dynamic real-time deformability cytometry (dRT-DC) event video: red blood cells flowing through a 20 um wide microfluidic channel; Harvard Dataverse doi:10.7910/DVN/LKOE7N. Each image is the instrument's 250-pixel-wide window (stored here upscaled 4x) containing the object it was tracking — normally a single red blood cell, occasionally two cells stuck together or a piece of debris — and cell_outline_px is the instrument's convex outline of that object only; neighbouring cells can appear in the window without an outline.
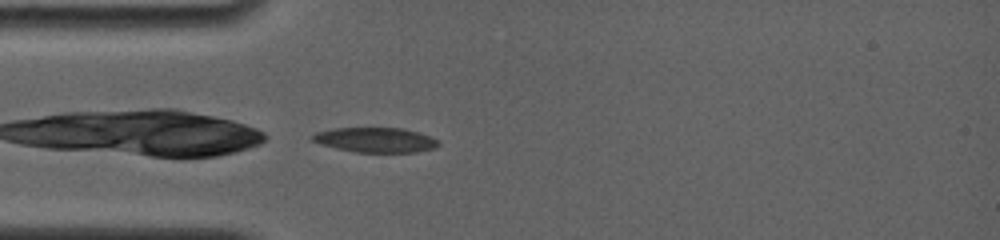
{"species": "common noctule bat (a hibernating species)", "species_latin": "Nyctalus noctula", "temperature_condition": "room temperature", "stored_images_in_passage": 27, "camera_frame_rate_fps": 4000, "um_per_image_px": 0.085, "animal": {"sex": "female", "body_mass_g": 19.0, "forearm_length_mm": 56.7}, "frame": {"image": 1, "passage_image": 1, "time_ms": 0.0, "image_size_px": [1000, 240], "cell_outline_px": [[440, 144], [436, 148], [416, 152], [356, 152], [336, 148], [320, 144], [312, 140], [312, 136], [316, 132], [332, 128], [404, 128], [440, 140]], "centroid_in_image_um": [31.93, 11.89], "position_along_channel_um": 53.1, "area_um2": 18.21}}
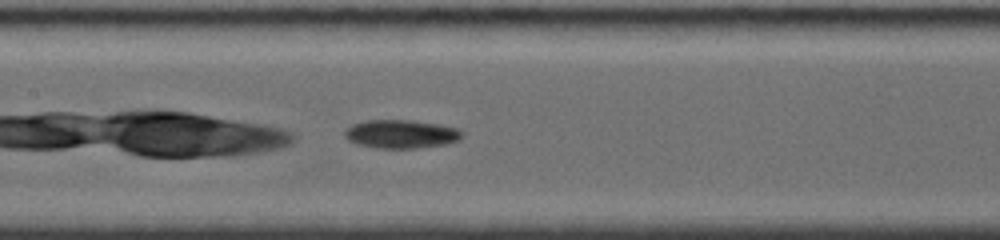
{"frame": {"image": 2, "passage_image": 13, "time_ms": 3.25, "image_size_px": [1000, 240], "cell_outline_px": [[464, 136], [460, 140], [444, 144], [416, 148], [376, 148], [356, 144], [348, 140], [344, 136], [344, 132], [352, 124], [368, 120], [408, 120], [436, 124], [460, 128], [464, 132]], "centroid_in_image_um": [34.11, 11.4], "position_along_channel_um": 173.3, "area_um2": 19.54}}
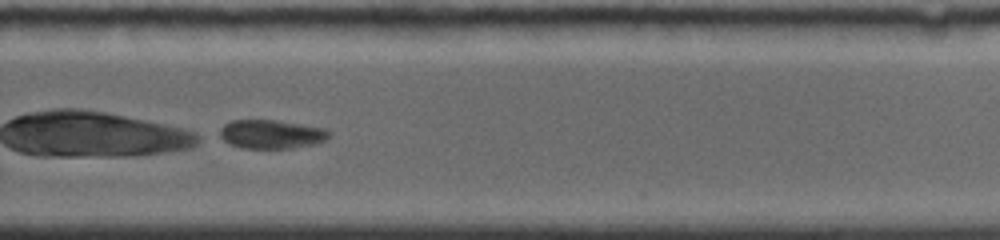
{"frame": {"image": 3, "passage_image": 26, "time_ms": 6.75, "image_size_px": [1000, 240], "cell_outline_px": [[332, 136], [324, 140], [312, 144], [296, 148], [240, 148], [228, 144], [216, 136], [220, 128], [224, 124], [232, 120], [276, 120], [324, 128], [332, 132]], "centroid_in_image_um": [23.0, 11.41], "position_along_channel_um": 306.8, "area_um2": 18.67}}